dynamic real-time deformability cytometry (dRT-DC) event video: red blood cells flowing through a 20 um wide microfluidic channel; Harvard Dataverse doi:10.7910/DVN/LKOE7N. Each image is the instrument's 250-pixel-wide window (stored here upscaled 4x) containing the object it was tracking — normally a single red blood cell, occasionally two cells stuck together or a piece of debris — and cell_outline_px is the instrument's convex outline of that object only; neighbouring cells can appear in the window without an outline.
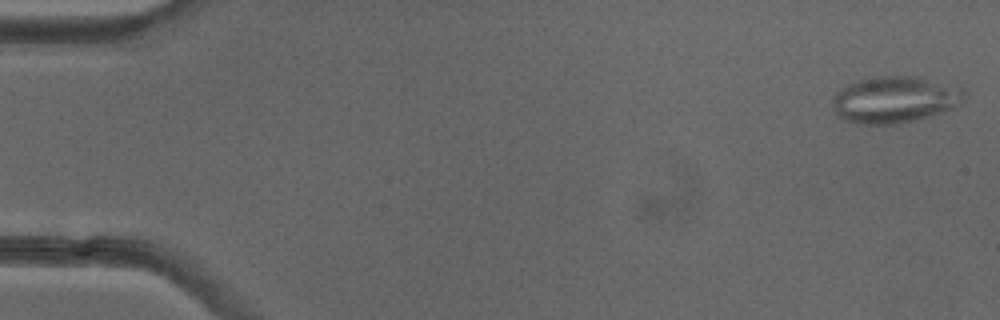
{"species": "common noctule bat (a hibernating species)", "species_latin": "Nyctalus noctula", "temperature_condition": "cold", "stored_images_in_passage": 51, "camera_frame_rate_fps": 3000, "um_per_image_px": 0.085, "animal": {"sex": "female"}, "frame": {"image": 1, "passage_image": 1, "time_ms": 0.0, "image_size_px": [1000, 320], "cell_outline_px": [[968, 96], [960, 104], [952, 108], [928, 116], [896, 124], [856, 124], [844, 120], [832, 108], [832, 96], [840, 88], [848, 84], [860, 80], [876, 76], [916, 76], [964, 88], [968, 92]], "centroid_in_image_um": [76.06, 8.46], "position_along_channel_um": 8.9, "area_um2": 35.95}}
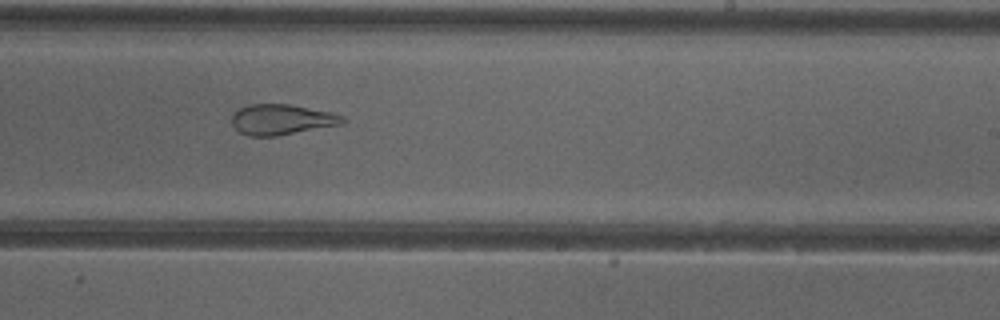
{"frame": {"image": 2, "passage_image": 31, "time_ms": 10.0, "image_size_px": [1000, 320], "cell_outline_px": [[348, 120], [344, 124], [276, 136], [248, 136], [240, 132], [232, 124], [232, 116], [240, 108], [248, 104], [288, 104], [328, 112], [344, 116]], "centroid_in_image_um": [23.96, 10.17], "position_along_channel_um": 265.0, "area_um2": 19.59}}
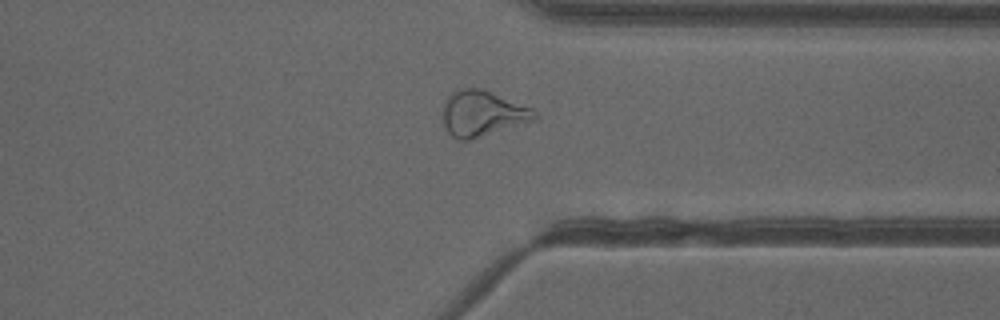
{"frame": {"image": 3, "passage_image": 39, "time_ms": 12.667, "image_size_px": [1000, 320], "cell_outline_px": [[536, 116], [532, 120], [472, 140], [460, 140], [452, 136], [448, 132], [444, 124], [444, 100], [452, 92], [464, 88], [484, 88], [532, 108], [536, 112]], "centroid_in_image_um": [40.98, 9.63], "position_along_channel_um": 370.4, "area_um2": 24.22}, "authors_computed_cell_mechanics": {"area_um2": 26.877, "velocity_mm_per_s": 3.9973, "shape_relaxation_time_tau1_ms": null, "shape_relaxation_time_tau2_ms": 1.406, "deformation_change_tau1": null, "deformation_change_tau2": 0.1115}}